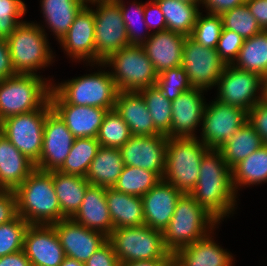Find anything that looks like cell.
<instances>
[{
  "label": "cell",
  "mask_w": 267,
  "mask_h": 266,
  "mask_svg": "<svg viewBox=\"0 0 267 266\" xmlns=\"http://www.w3.org/2000/svg\"><path fill=\"white\" fill-rule=\"evenodd\" d=\"M168 137L132 136L121 148L124 166H133L164 176Z\"/></svg>",
  "instance_id": "obj_16"
},
{
  "label": "cell",
  "mask_w": 267,
  "mask_h": 266,
  "mask_svg": "<svg viewBox=\"0 0 267 266\" xmlns=\"http://www.w3.org/2000/svg\"><path fill=\"white\" fill-rule=\"evenodd\" d=\"M216 85L218 94L215 99L243 108L247 112L264 99V78L232 64L225 65Z\"/></svg>",
  "instance_id": "obj_12"
},
{
  "label": "cell",
  "mask_w": 267,
  "mask_h": 266,
  "mask_svg": "<svg viewBox=\"0 0 267 266\" xmlns=\"http://www.w3.org/2000/svg\"><path fill=\"white\" fill-rule=\"evenodd\" d=\"M132 136L130 128L115 109L107 111L97 135L99 144L102 147L121 148Z\"/></svg>",
  "instance_id": "obj_39"
},
{
  "label": "cell",
  "mask_w": 267,
  "mask_h": 266,
  "mask_svg": "<svg viewBox=\"0 0 267 266\" xmlns=\"http://www.w3.org/2000/svg\"><path fill=\"white\" fill-rule=\"evenodd\" d=\"M232 65L259 74L265 79L267 77V30L245 39Z\"/></svg>",
  "instance_id": "obj_35"
},
{
  "label": "cell",
  "mask_w": 267,
  "mask_h": 266,
  "mask_svg": "<svg viewBox=\"0 0 267 266\" xmlns=\"http://www.w3.org/2000/svg\"><path fill=\"white\" fill-rule=\"evenodd\" d=\"M168 260H143L130 263H119V266H166Z\"/></svg>",
  "instance_id": "obj_55"
},
{
  "label": "cell",
  "mask_w": 267,
  "mask_h": 266,
  "mask_svg": "<svg viewBox=\"0 0 267 266\" xmlns=\"http://www.w3.org/2000/svg\"><path fill=\"white\" fill-rule=\"evenodd\" d=\"M51 109L48 101L38 110L14 115L2 120L1 133L34 164L40 158L45 119Z\"/></svg>",
  "instance_id": "obj_10"
},
{
  "label": "cell",
  "mask_w": 267,
  "mask_h": 266,
  "mask_svg": "<svg viewBox=\"0 0 267 266\" xmlns=\"http://www.w3.org/2000/svg\"><path fill=\"white\" fill-rule=\"evenodd\" d=\"M244 39L234 31L224 29L220 35L216 50L220 59L226 64H233L239 55Z\"/></svg>",
  "instance_id": "obj_46"
},
{
  "label": "cell",
  "mask_w": 267,
  "mask_h": 266,
  "mask_svg": "<svg viewBox=\"0 0 267 266\" xmlns=\"http://www.w3.org/2000/svg\"><path fill=\"white\" fill-rule=\"evenodd\" d=\"M1 131H2V120L0 118V133H1Z\"/></svg>",
  "instance_id": "obj_61"
},
{
  "label": "cell",
  "mask_w": 267,
  "mask_h": 266,
  "mask_svg": "<svg viewBox=\"0 0 267 266\" xmlns=\"http://www.w3.org/2000/svg\"><path fill=\"white\" fill-rule=\"evenodd\" d=\"M232 186L238 188L267 182V145H263L231 169Z\"/></svg>",
  "instance_id": "obj_33"
},
{
  "label": "cell",
  "mask_w": 267,
  "mask_h": 266,
  "mask_svg": "<svg viewBox=\"0 0 267 266\" xmlns=\"http://www.w3.org/2000/svg\"><path fill=\"white\" fill-rule=\"evenodd\" d=\"M26 5L22 0H0V37L7 39L23 23ZM21 21V22H20Z\"/></svg>",
  "instance_id": "obj_45"
},
{
  "label": "cell",
  "mask_w": 267,
  "mask_h": 266,
  "mask_svg": "<svg viewBox=\"0 0 267 266\" xmlns=\"http://www.w3.org/2000/svg\"><path fill=\"white\" fill-rule=\"evenodd\" d=\"M96 64L103 63L111 54L130 45L119 5L114 1L95 2Z\"/></svg>",
  "instance_id": "obj_11"
},
{
  "label": "cell",
  "mask_w": 267,
  "mask_h": 266,
  "mask_svg": "<svg viewBox=\"0 0 267 266\" xmlns=\"http://www.w3.org/2000/svg\"><path fill=\"white\" fill-rule=\"evenodd\" d=\"M60 266H85V264L77 261L76 259L65 257Z\"/></svg>",
  "instance_id": "obj_56"
},
{
  "label": "cell",
  "mask_w": 267,
  "mask_h": 266,
  "mask_svg": "<svg viewBox=\"0 0 267 266\" xmlns=\"http://www.w3.org/2000/svg\"><path fill=\"white\" fill-rule=\"evenodd\" d=\"M183 193L171 183L160 180L149 192L141 197L145 225L159 231L170 223L176 204Z\"/></svg>",
  "instance_id": "obj_22"
},
{
  "label": "cell",
  "mask_w": 267,
  "mask_h": 266,
  "mask_svg": "<svg viewBox=\"0 0 267 266\" xmlns=\"http://www.w3.org/2000/svg\"><path fill=\"white\" fill-rule=\"evenodd\" d=\"M156 85L171 101L175 100L183 92L189 91L193 88L184 68L181 65L164 70L158 74Z\"/></svg>",
  "instance_id": "obj_43"
},
{
  "label": "cell",
  "mask_w": 267,
  "mask_h": 266,
  "mask_svg": "<svg viewBox=\"0 0 267 266\" xmlns=\"http://www.w3.org/2000/svg\"><path fill=\"white\" fill-rule=\"evenodd\" d=\"M73 60L96 63L94 9L85 5L59 43ZM95 62V63H94Z\"/></svg>",
  "instance_id": "obj_19"
},
{
  "label": "cell",
  "mask_w": 267,
  "mask_h": 266,
  "mask_svg": "<svg viewBox=\"0 0 267 266\" xmlns=\"http://www.w3.org/2000/svg\"><path fill=\"white\" fill-rule=\"evenodd\" d=\"M219 224L190 194H182L163 231L164 245L174 255L179 249L212 233Z\"/></svg>",
  "instance_id": "obj_3"
},
{
  "label": "cell",
  "mask_w": 267,
  "mask_h": 266,
  "mask_svg": "<svg viewBox=\"0 0 267 266\" xmlns=\"http://www.w3.org/2000/svg\"><path fill=\"white\" fill-rule=\"evenodd\" d=\"M114 109L128 125L133 136L161 135L139 92L119 91Z\"/></svg>",
  "instance_id": "obj_25"
},
{
  "label": "cell",
  "mask_w": 267,
  "mask_h": 266,
  "mask_svg": "<svg viewBox=\"0 0 267 266\" xmlns=\"http://www.w3.org/2000/svg\"><path fill=\"white\" fill-rule=\"evenodd\" d=\"M103 71V72H102ZM52 84V89L67 103L80 106H95L109 110L115 108L118 89L105 70Z\"/></svg>",
  "instance_id": "obj_9"
},
{
  "label": "cell",
  "mask_w": 267,
  "mask_h": 266,
  "mask_svg": "<svg viewBox=\"0 0 267 266\" xmlns=\"http://www.w3.org/2000/svg\"><path fill=\"white\" fill-rule=\"evenodd\" d=\"M13 67L17 74L38 75L37 70L53 62L45 29L34 22L24 21L7 38Z\"/></svg>",
  "instance_id": "obj_5"
},
{
  "label": "cell",
  "mask_w": 267,
  "mask_h": 266,
  "mask_svg": "<svg viewBox=\"0 0 267 266\" xmlns=\"http://www.w3.org/2000/svg\"><path fill=\"white\" fill-rule=\"evenodd\" d=\"M29 225L19 215L14 220L0 225V257L23 249L24 236Z\"/></svg>",
  "instance_id": "obj_42"
},
{
  "label": "cell",
  "mask_w": 267,
  "mask_h": 266,
  "mask_svg": "<svg viewBox=\"0 0 267 266\" xmlns=\"http://www.w3.org/2000/svg\"><path fill=\"white\" fill-rule=\"evenodd\" d=\"M225 65L216 49L204 47L190 37L185 39L181 66L193 88L207 91L215 87Z\"/></svg>",
  "instance_id": "obj_14"
},
{
  "label": "cell",
  "mask_w": 267,
  "mask_h": 266,
  "mask_svg": "<svg viewBox=\"0 0 267 266\" xmlns=\"http://www.w3.org/2000/svg\"><path fill=\"white\" fill-rule=\"evenodd\" d=\"M63 247L65 257L85 263L106 241L103 233L86 228L71 218L52 224Z\"/></svg>",
  "instance_id": "obj_17"
},
{
  "label": "cell",
  "mask_w": 267,
  "mask_h": 266,
  "mask_svg": "<svg viewBox=\"0 0 267 266\" xmlns=\"http://www.w3.org/2000/svg\"><path fill=\"white\" fill-rule=\"evenodd\" d=\"M246 5L262 30H267V0H246Z\"/></svg>",
  "instance_id": "obj_53"
},
{
  "label": "cell",
  "mask_w": 267,
  "mask_h": 266,
  "mask_svg": "<svg viewBox=\"0 0 267 266\" xmlns=\"http://www.w3.org/2000/svg\"><path fill=\"white\" fill-rule=\"evenodd\" d=\"M7 39L0 37V80L16 75Z\"/></svg>",
  "instance_id": "obj_51"
},
{
  "label": "cell",
  "mask_w": 267,
  "mask_h": 266,
  "mask_svg": "<svg viewBox=\"0 0 267 266\" xmlns=\"http://www.w3.org/2000/svg\"><path fill=\"white\" fill-rule=\"evenodd\" d=\"M35 169V164L0 133V190L14 191Z\"/></svg>",
  "instance_id": "obj_26"
},
{
  "label": "cell",
  "mask_w": 267,
  "mask_h": 266,
  "mask_svg": "<svg viewBox=\"0 0 267 266\" xmlns=\"http://www.w3.org/2000/svg\"><path fill=\"white\" fill-rule=\"evenodd\" d=\"M203 92L192 88L172 101L171 138H199L194 132L202 123L206 107Z\"/></svg>",
  "instance_id": "obj_21"
},
{
  "label": "cell",
  "mask_w": 267,
  "mask_h": 266,
  "mask_svg": "<svg viewBox=\"0 0 267 266\" xmlns=\"http://www.w3.org/2000/svg\"><path fill=\"white\" fill-rule=\"evenodd\" d=\"M203 12L197 16L190 38L196 43L215 49L223 30L222 19L217 14H206Z\"/></svg>",
  "instance_id": "obj_41"
},
{
  "label": "cell",
  "mask_w": 267,
  "mask_h": 266,
  "mask_svg": "<svg viewBox=\"0 0 267 266\" xmlns=\"http://www.w3.org/2000/svg\"><path fill=\"white\" fill-rule=\"evenodd\" d=\"M14 192L18 215L30 225H52L66 218L55 193L52 171L35 169Z\"/></svg>",
  "instance_id": "obj_2"
},
{
  "label": "cell",
  "mask_w": 267,
  "mask_h": 266,
  "mask_svg": "<svg viewBox=\"0 0 267 266\" xmlns=\"http://www.w3.org/2000/svg\"><path fill=\"white\" fill-rule=\"evenodd\" d=\"M83 2L85 5H88L89 3H95V2H102V1H110V0H80Z\"/></svg>",
  "instance_id": "obj_59"
},
{
  "label": "cell",
  "mask_w": 267,
  "mask_h": 266,
  "mask_svg": "<svg viewBox=\"0 0 267 266\" xmlns=\"http://www.w3.org/2000/svg\"><path fill=\"white\" fill-rule=\"evenodd\" d=\"M85 266H119L112 244L107 240L85 263Z\"/></svg>",
  "instance_id": "obj_49"
},
{
  "label": "cell",
  "mask_w": 267,
  "mask_h": 266,
  "mask_svg": "<svg viewBox=\"0 0 267 266\" xmlns=\"http://www.w3.org/2000/svg\"><path fill=\"white\" fill-rule=\"evenodd\" d=\"M71 219L108 237L114 227L107 206L106 188L89 185L82 204Z\"/></svg>",
  "instance_id": "obj_24"
},
{
  "label": "cell",
  "mask_w": 267,
  "mask_h": 266,
  "mask_svg": "<svg viewBox=\"0 0 267 266\" xmlns=\"http://www.w3.org/2000/svg\"><path fill=\"white\" fill-rule=\"evenodd\" d=\"M23 250L32 266H60L65 258L52 225H29L24 236Z\"/></svg>",
  "instance_id": "obj_20"
},
{
  "label": "cell",
  "mask_w": 267,
  "mask_h": 266,
  "mask_svg": "<svg viewBox=\"0 0 267 266\" xmlns=\"http://www.w3.org/2000/svg\"><path fill=\"white\" fill-rule=\"evenodd\" d=\"M52 84L33 74H16L0 80L1 120L42 108L50 99Z\"/></svg>",
  "instance_id": "obj_4"
},
{
  "label": "cell",
  "mask_w": 267,
  "mask_h": 266,
  "mask_svg": "<svg viewBox=\"0 0 267 266\" xmlns=\"http://www.w3.org/2000/svg\"><path fill=\"white\" fill-rule=\"evenodd\" d=\"M246 0H201L208 14L221 15L222 13L232 10L235 7L244 5Z\"/></svg>",
  "instance_id": "obj_52"
},
{
  "label": "cell",
  "mask_w": 267,
  "mask_h": 266,
  "mask_svg": "<svg viewBox=\"0 0 267 266\" xmlns=\"http://www.w3.org/2000/svg\"><path fill=\"white\" fill-rule=\"evenodd\" d=\"M166 266H185L174 255H171L166 263Z\"/></svg>",
  "instance_id": "obj_57"
},
{
  "label": "cell",
  "mask_w": 267,
  "mask_h": 266,
  "mask_svg": "<svg viewBox=\"0 0 267 266\" xmlns=\"http://www.w3.org/2000/svg\"><path fill=\"white\" fill-rule=\"evenodd\" d=\"M160 180L155 172L150 170L124 166L116 185L117 191L125 194L142 197L149 192Z\"/></svg>",
  "instance_id": "obj_38"
},
{
  "label": "cell",
  "mask_w": 267,
  "mask_h": 266,
  "mask_svg": "<svg viewBox=\"0 0 267 266\" xmlns=\"http://www.w3.org/2000/svg\"><path fill=\"white\" fill-rule=\"evenodd\" d=\"M220 16L223 28L236 32L244 40L263 31L246 3L226 11Z\"/></svg>",
  "instance_id": "obj_40"
},
{
  "label": "cell",
  "mask_w": 267,
  "mask_h": 266,
  "mask_svg": "<svg viewBox=\"0 0 267 266\" xmlns=\"http://www.w3.org/2000/svg\"><path fill=\"white\" fill-rule=\"evenodd\" d=\"M139 93L145 100L155 128L171 138L172 101L169 100L157 85L145 88Z\"/></svg>",
  "instance_id": "obj_37"
},
{
  "label": "cell",
  "mask_w": 267,
  "mask_h": 266,
  "mask_svg": "<svg viewBox=\"0 0 267 266\" xmlns=\"http://www.w3.org/2000/svg\"><path fill=\"white\" fill-rule=\"evenodd\" d=\"M100 67H110L118 91L139 92L156 85L158 74L142 45H128L111 54Z\"/></svg>",
  "instance_id": "obj_7"
},
{
  "label": "cell",
  "mask_w": 267,
  "mask_h": 266,
  "mask_svg": "<svg viewBox=\"0 0 267 266\" xmlns=\"http://www.w3.org/2000/svg\"><path fill=\"white\" fill-rule=\"evenodd\" d=\"M208 234L191 245L179 249L174 256L185 266H232L233 256Z\"/></svg>",
  "instance_id": "obj_27"
},
{
  "label": "cell",
  "mask_w": 267,
  "mask_h": 266,
  "mask_svg": "<svg viewBox=\"0 0 267 266\" xmlns=\"http://www.w3.org/2000/svg\"><path fill=\"white\" fill-rule=\"evenodd\" d=\"M119 263L168 260L172 255L164 245L163 231L144 225L115 228L107 237Z\"/></svg>",
  "instance_id": "obj_8"
},
{
  "label": "cell",
  "mask_w": 267,
  "mask_h": 266,
  "mask_svg": "<svg viewBox=\"0 0 267 266\" xmlns=\"http://www.w3.org/2000/svg\"><path fill=\"white\" fill-rule=\"evenodd\" d=\"M144 20L148 30L156 28L151 33L167 30L164 14L154 0L145 3Z\"/></svg>",
  "instance_id": "obj_48"
},
{
  "label": "cell",
  "mask_w": 267,
  "mask_h": 266,
  "mask_svg": "<svg viewBox=\"0 0 267 266\" xmlns=\"http://www.w3.org/2000/svg\"><path fill=\"white\" fill-rule=\"evenodd\" d=\"M74 139L64 121L51 109L46 115L42 151L35 168L41 171L58 170L65 162Z\"/></svg>",
  "instance_id": "obj_15"
},
{
  "label": "cell",
  "mask_w": 267,
  "mask_h": 266,
  "mask_svg": "<svg viewBox=\"0 0 267 266\" xmlns=\"http://www.w3.org/2000/svg\"><path fill=\"white\" fill-rule=\"evenodd\" d=\"M124 168L120 148L100 146L85 176L90 185L113 188Z\"/></svg>",
  "instance_id": "obj_29"
},
{
  "label": "cell",
  "mask_w": 267,
  "mask_h": 266,
  "mask_svg": "<svg viewBox=\"0 0 267 266\" xmlns=\"http://www.w3.org/2000/svg\"><path fill=\"white\" fill-rule=\"evenodd\" d=\"M209 148L197 138H168L163 180L183 194L197 184L200 163Z\"/></svg>",
  "instance_id": "obj_6"
},
{
  "label": "cell",
  "mask_w": 267,
  "mask_h": 266,
  "mask_svg": "<svg viewBox=\"0 0 267 266\" xmlns=\"http://www.w3.org/2000/svg\"><path fill=\"white\" fill-rule=\"evenodd\" d=\"M106 201L114 229L145 224L141 197L106 188Z\"/></svg>",
  "instance_id": "obj_28"
},
{
  "label": "cell",
  "mask_w": 267,
  "mask_h": 266,
  "mask_svg": "<svg viewBox=\"0 0 267 266\" xmlns=\"http://www.w3.org/2000/svg\"><path fill=\"white\" fill-rule=\"evenodd\" d=\"M49 102L75 138H97L107 109L67 104L53 89Z\"/></svg>",
  "instance_id": "obj_18"
},
{
  "label": "cell",
  "mask_w": 267,
  "mask_h": 266,
  "mask_svg": "<svg viewBox=\"0 0 267 266\" xmlns=\"http://www.w3.org/2000/svg\"><path fill=\"white\" fill-rule=\"evenodd\" d=\"M186 38L169 30L151 33L142 47L157 74L182 64V50Z\"/></svg>",
  "instance_id": "obj_23"
},
{
  "label": "cell",
  "mask_w": 267,
  "mask_h": 266,
  "mask_svg": "<svg viewBox=\"0 0 267 266\" xmlns=\"http://www.w3.org/2000/svg\"><path fill=\"white\" fill-rule=\"evenodd\" d=\"M248 122L267 145V101L262 99L248 111Z\"/></svg>",
  "instance_id": "obj_47"
},
{
  "label": "cell",
  "mask_w": 267,
  "mask_h": 266,
  "mask_svg": "<svg viewBox=\"0 0 267 266\" xmlns=\"http://www.w3.org/2000/svg\"><path fill=\"white\" fill-rule=\"evenodd\" d=\"M247 121L248 112L243 108L214 99L206 104L200 141L209 149H219Z\"/></svg>",
  "instance_id": "obj_13"
},
{
  "label": "cell",
  "mask_w": 267,
  "mask_h": 266,
  "mask_svg": "<svg viewBox=\"0 0 267 266\" xmlns=\"http://www.w3.org/2000/svg\"><path fill=\"white\" fill-rule=\"evenodd\" d=\"M100 146L97 138H75L65 162L58 171L85 177Z\"/></svg>",
  "instance_id": "obj_36"
},
{
  "label": "cell",
  "mask_w": 267,
  "mask_h": 266,
  "mask_svg": "<svg viewBox=\"0 0 267 266\" xmlns=\"http://www.w3.org/2000/svg\"><path fill=\"white\" fill-rule=\"evenodd\" d=\"M264 99L267 101V77L264 79Z\"/></svg>",
  "instance_id": "obj_60"
},
{
  "label": "cell",
  "mask_w": 267,
  "mask_h": 266,
  "mask_svg": "<svg viewBox=\"0 0 267 266\" xmlns=\"http://www.w3.org/2000/svg\"><path fill=\"white\" fill-rule=\"evenodd\" d=\"M264 142L247 121L220 148L223 159L230 169L262 147Z\"/></svg>",
  "instance_id": "obj_32"
},
{
  "label": "cell",
  "mask_w": 267,
  "mask_h": 266,
  "mask_svg": "<svg viewBox=\"0 0 267 266\" xmlns=\"http://www.w3.org/2000/svg\"><path fill=\"white\" fill-rule=\"evenodd\" d=\"M0 266H32L24 250L0 257Z\"/></svg>",
  "instance_id": "obj_54"
},
{
  "label": "cell",
  "mask_w": 267,
  "mask_h": 266,
  "mask_svg": "<svg viewBox=\"0 0 267 266\" xmlns=\"http://www.w3.org/2000/svg\"><path fill=\"white\" fill-rule=\"evenodd\" d=\"M18 216L16 195L13 190H0V225Z\"/></svg>",
  "instance_id": "obj_50"
},
{
  "label": "cell",
  "mask_w": 267,
  "mask_h": 266,
  "mask_svg": "<svg viewBox=\"0 0 267 266\" xmlns=\"http://www.w3.org/2000/svg\"><path fill=\"white\" fill-rule=\"evenodd\" d=\"M52 180L61 213L71 218L82 204L90 183L83 176L64 174L58 170H52Z\"/></svg>",
  "instance_id": "obj_30"
},
{
  "label": "cell",
  "mask_w": 267,
  "mask_h": 266,
  "mask_svg": "<svg viewBox=\"0 0 267 266\" xmlns=\"http://www.w3.org/2000/svg\"><path fill=\"white\" fill-rule=\"evenodd\" d=\"M41 12L58 42L66 35L76 15L85 6L80 0H40Z\"/></svg>",
  "instance_id": "obj_31"
},
{
  "label": "cell",
  "mask_w": 267,
  "mask_h": 266,
  "mask_svg": "<svg viewBox=\"0 0 267 266\" xmlns=\"http://www.w3.org/2000/svg\"><path fill=\"white\" fill-rule=\"evenodd\" d=\"M190 195L218 222L235 211L237 195L231 169L219 149H208L203 155L199 178Z\"/></svg>",
  "instance_id": "obj_1"
},
{
  "label": "cell",
  "mask_w": 267,
  "mask_h": 266,
  "mask_svg": "<svg viewBox=\"0 0 267 266\" xmlns=\"http://www.w3.org/2000/svg\"><path fill=\"white\" fill-rule=\"evenodd\" d=\"M114 1L120 7L123 21L125 23V27H126V31H127L129 44L130 45H143L151 35L149 32H147L148 34L147 33L142 34V33H140L141 30L139 32V29H138L139 28L138 26L140 25V23L144 24L146 27V23L144 20L145 4L133 2L131 5V9H128V8H126V5L124 4L125 2L123 0H114ZM133 8H134V10H133ZM136 17H138V18H136ZM134 24H137V25L139 24L137 26L138 28Z\"/></svg>",
  "instance_id": "obj_44"
},
{
  "label": "cell",
  "mask_w": 267,
  "mask_h": 266,
  "mask_svg": "<svg viewBox=\"0 0 267 266\" xmlns=\"http://www.w3.org/2000/svg\"><path fill=\"white\" fill-rule=\"evenodd\" d=\"M167 24V30L190 37L196 23L199 7L180 0H154Z\"/></svg>",
  "instance_id": "obj_34"
},
{
  "label": "cell",
  "mask_w": 267,
  "mask_h": 266,
  "mask_svg": "<svg viewBox=\"0 0 267 266\" xmlns=\"http://www.w3.org/2000/svg\"><path fill=\"white\" fill-rule=\"evenodd\" d=\"M180 1L186 2L189 4H194V5H197L198 7H200L199 5L201 4V0H180Z\"/></svg>",
  "instance_id": "obj_58"
}]
</instances>
